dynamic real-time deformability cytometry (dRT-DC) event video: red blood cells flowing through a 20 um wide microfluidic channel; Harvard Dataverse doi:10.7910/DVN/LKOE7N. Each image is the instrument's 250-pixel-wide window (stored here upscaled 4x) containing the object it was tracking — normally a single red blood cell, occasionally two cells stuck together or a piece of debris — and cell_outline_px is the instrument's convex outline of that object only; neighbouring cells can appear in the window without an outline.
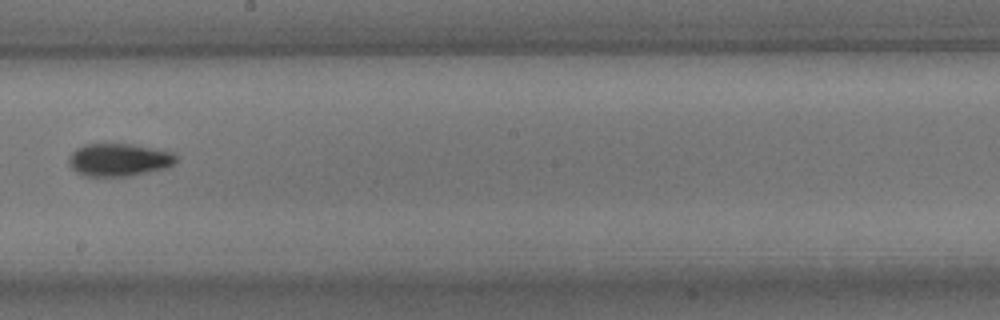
{"species": "common noctule bat (a hibernating species)", "species_latin": "Nyctalus noctula", "temperature_condition": "room temperature", "stored_images_in_passage": 9, "camera_frame_rate_fps": 3000, "um_per_image_px": 0.085, "animal": {"sex": "male", "body_mass_g": 15.6}, "frame": {"image": 1, "passage_image": 9, "time_ms": 10.0, "image_size_px": [1000, 320], "cell_outline_px": [[180, 156], [168, 168], [128, 176], [84, 176], [76, 172], [72, 168], [68, 160], [72, 152], [76, 148], [84, 144], [132, 144], [172, 152]], "centroid_in_image_um": [10.12, 13.58], "position_along_channel_um": 238.1, "area_um2": 20.52}}